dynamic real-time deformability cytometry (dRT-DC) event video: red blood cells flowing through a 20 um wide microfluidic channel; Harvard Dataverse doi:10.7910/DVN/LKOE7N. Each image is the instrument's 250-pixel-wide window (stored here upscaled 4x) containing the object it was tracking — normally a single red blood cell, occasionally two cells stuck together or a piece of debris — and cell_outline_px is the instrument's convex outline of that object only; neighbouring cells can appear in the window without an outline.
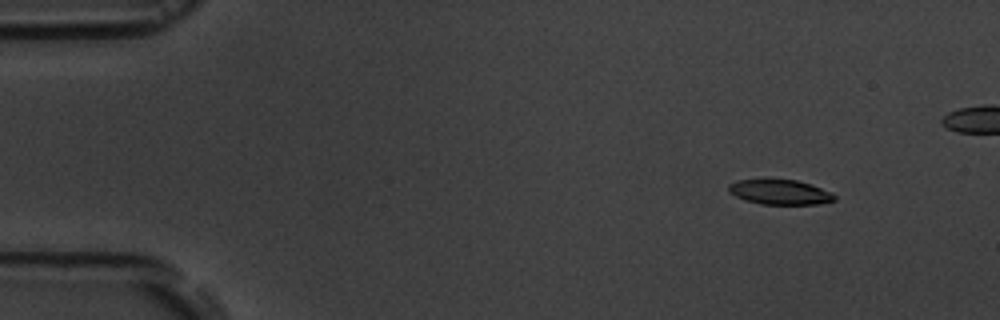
{"species": "common noctule bat (a hibernating species)", "species_latin": "Nyctalus noctula", "temperature_condition": "room temperature", "stored_images_in_passage": 14, "camera_frame_rate_fps": 3000, "um_per_image_px": 0.085, "animal": {"sex": "male", "body_mass_g": 19.5, "forearm_length_mm": 54.6}, "frame": {"image": 1, "passage_image": 1, "time_ms": 0.0, "image_size_px": [1000, 320], "cell_outline_px": [[836, 200], [816, 204], [760, 204], [744, 200], [728, 192], [728, 184], [736, 180], [764, 176], [796, 180], [812, 184], [832, 192], [836, 196]], "centroid_in_image_um": [66.23, 16.27], "position_along_channel_um": 18.8, "area_um2": 16.24}}
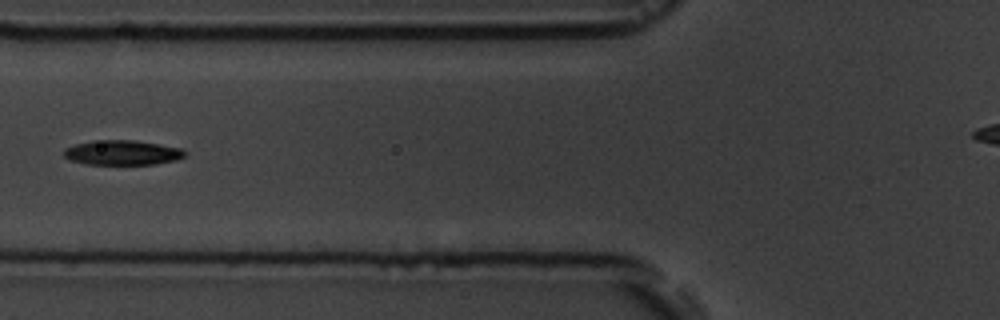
{"frame": {"image": 2, "passage_image": 5, "time_ms": 5.333, "image_size_px": [1000, 320], "cell_outline_px": [[188, 156], [176, 160], [156, 164], [84, 164], [72, 160], [64, 156], [64, 148], [76, 144], [92, 140], [132, 140], [184, 148], [188, 152]], "centroid_in_image_um": [10.46, 12.97], "position_along_channel_um": 115.3, "area_um2": 17.63}}
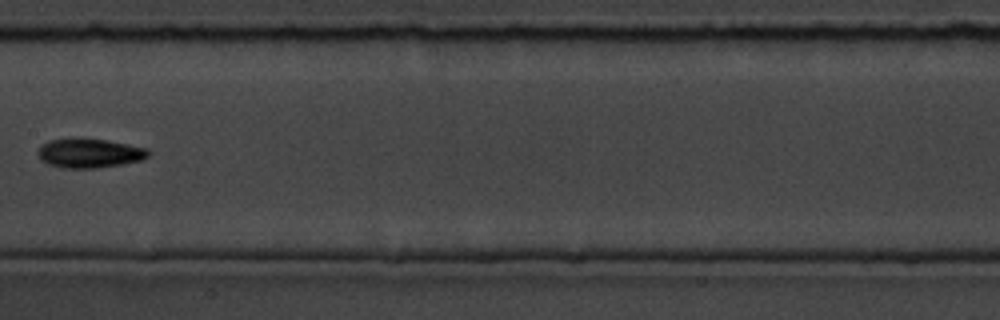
{"frame": {"image": 3, "passage_image": 7, "time_ms": 7.667, "image_size_px": [1000, 320], "cell_outline_px": [[148, 156], [140, 160], [124, 164], [96, 168], [64, 168], [48, 164], [40, 160], [36, 152], [48, 140], [72, 136], [80, 136], [104, 140], [148, 148]], "centroid_in_image_um": [7.54, 12.99], "position_along_channel_um": 199.9, "area_um2": 19.19}, "authors_computed_cell_mechanics": {"area_um2": 17.2244, "velocity_mm_per_s": 3.6224, "shape_relaxation_time_tau1_ms": 2.6796, "shape_relaxation_time_tau2_ms": 5.8949, "deformation_change_tau1": 0.1274, "deformation_change_tau2": 0.0967}}